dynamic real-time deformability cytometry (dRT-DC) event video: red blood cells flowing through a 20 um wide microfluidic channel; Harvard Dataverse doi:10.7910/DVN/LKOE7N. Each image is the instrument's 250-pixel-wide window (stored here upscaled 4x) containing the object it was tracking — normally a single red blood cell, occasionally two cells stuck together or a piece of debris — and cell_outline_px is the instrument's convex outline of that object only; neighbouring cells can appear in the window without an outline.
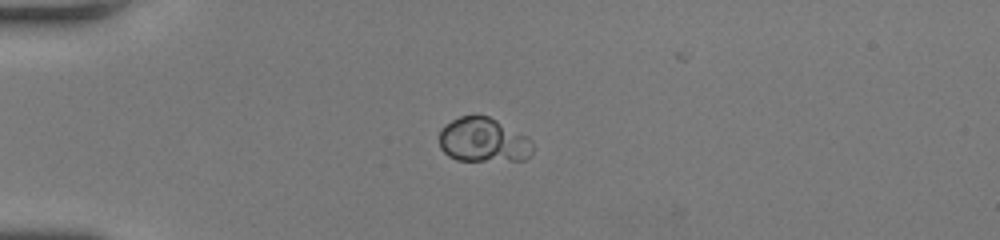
{"species": "human", "species_latin": "Homo sapiens", "temperature_condition": "room temperature", "stored_images_in_passage": 37, "camera_frame_rate_fps": 3000, "um_per_image_px": 0.085, "donor": {"sex": "female"}, "frame": {"image": 1, "passage_image": 1, "time_ms": 0.0, "image_size_px": [1000, 240], "cell_outline_px": [[532, 152], [524, 160], [456, 160], [448, 156], [440, 148], [440, 128], [452, 120], [460, 116], [488, 116], [528, 136], [532, 140]], "centroid_in_image_um": [41.08, 11.91], "position_along_channel_um": 43.9, "area_um2": 24.1}}
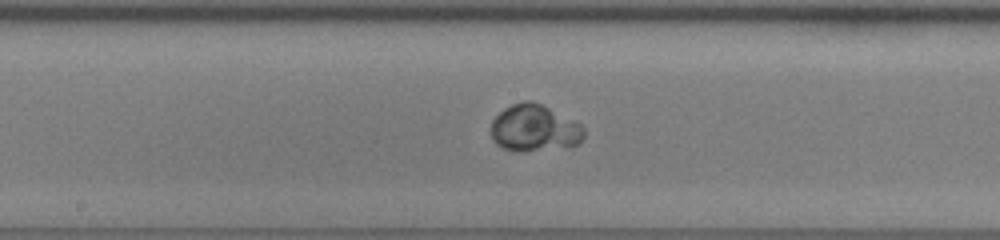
{"frame": {"image": 2, "passage_image": 15, "time_ms": 4.667, "image_size_px": [1000, 240], "cell_outline_px": [[584, 136], [576, 144], [520, 152], [504, 148], [496, 144], [492, 140], [492, 120], [504, 108], [512, 104], [524, 100], [528, 100], [540, 104], [580, 124], [584, 128]], "centroid_in_image_um": [45.37, 10.88], "position_along_channel_um": 202.8, "area_um2": 24.68}}
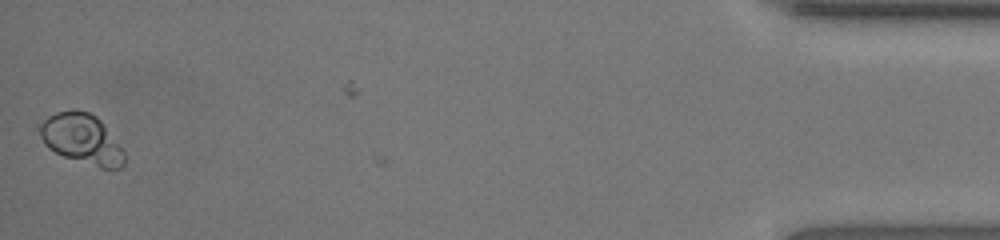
{"frame": {"image": 3, "passage_image": 37, "time_ms": 12.0, "image_size_px": [1000, 240], "cell_outline_px": [[124, 164], [120, 168], [100, 168], [64, 156], [48, 148], [44, 144], [36, 128], [36, 124], [48, 116], [56, 112], [72, 108], [76, 108], [88, 112], [96, 116], [100, 120], [124, 152]], "centroid_in_image_um": [6.88, 11.77], "position_along_channel_um": 428.3, "area_um2": 24.91}}